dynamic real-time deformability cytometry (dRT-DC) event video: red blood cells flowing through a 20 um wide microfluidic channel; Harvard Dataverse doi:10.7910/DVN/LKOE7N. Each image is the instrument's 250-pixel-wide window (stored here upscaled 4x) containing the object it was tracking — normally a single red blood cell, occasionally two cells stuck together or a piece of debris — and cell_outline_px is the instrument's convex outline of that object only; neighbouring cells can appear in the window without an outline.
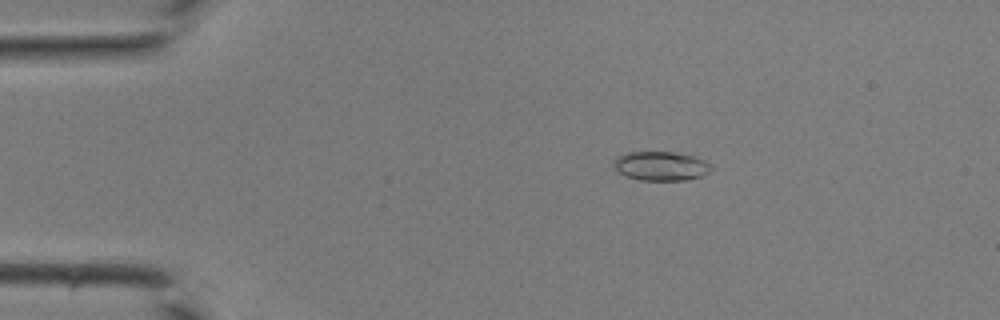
{"species": "common noctule bat (a hibernating species)", "species_latin": "Nyctalus noctula", "temperature_condition": "room temperature", "stored_images_in_passage": 38, "camera_frame_rate_fps": 3000, "um_per_image_px": 0.085, "animal": {"sex": "male", "body_mass_g": 19.0, "forearm_length_mm": 50.8}, "frame": {"image": 1, "passage_image": 4, "time_ms": 1.0, "image_size_px": [1000, 320], "cell_outline_px": [[712, 172], [704, 176], [688, 180], [640, 180], [624, 176], [612, 164], [620, 156], [628, 152], [672, 152], [696, 156], [704, 160], [712, 168]], "centroid_in_image_um": [56.24, 14.12], "position_along_channel_um": 28.8, "area_um2": 16.59}}
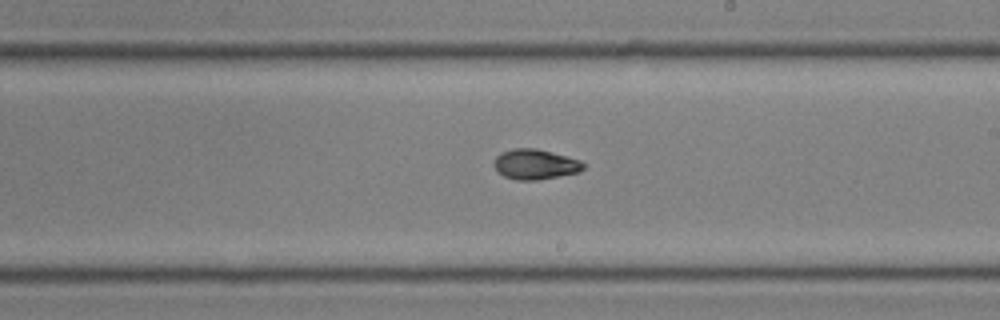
{"frame": {"image": 2, "passage_image": 21, "time_ms": 6.667, "image_size_px": [1000, 320], "cell_outline_px": [[584, 168], [580, 172], [536, 180], [516, 180], [504, 176], [496, 172], [492, 164], [496, 156], [500, 152], [512, 148], [536, 148], [552, 152], [580, 160], [584, 164]], "centroid_in_image_um": [45.44, 13.96], "position_along_channel_um": 243.6, "area_um2": 15.9}}
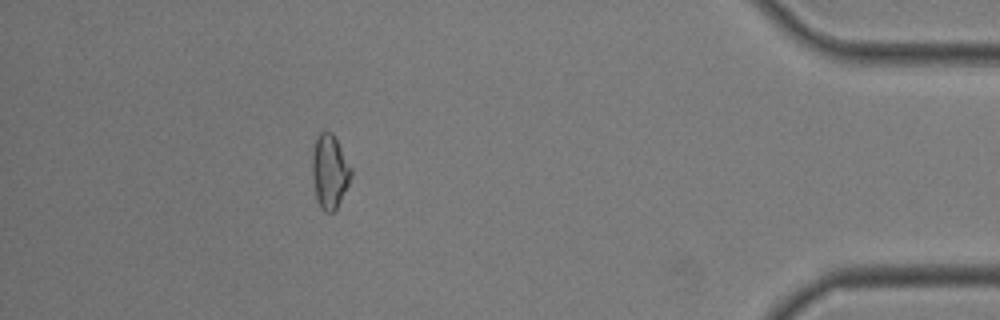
{"frame": {"image": 3, "passage_image": 34, "time_ms": 11.0, "image_size_px": [1000, 320], "cell_outline_px": [[352, 176], [336, 208], [332, 212], [324, 212], [320, 208], [316, 200], [312, 176], [312, 152], [316, 136], [320, 132], [332, 132], [352, 168]], "centroid_in_image_um": [28.0, 14.57], "position_along_channel_um": 407.2, "area_um2": 16.76}}